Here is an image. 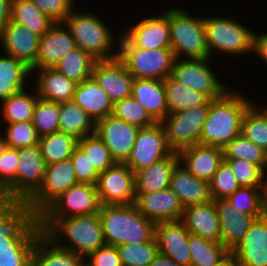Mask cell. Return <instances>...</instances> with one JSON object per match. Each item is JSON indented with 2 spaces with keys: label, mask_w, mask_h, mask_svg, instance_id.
I'll return each instance as SVG.
<instances>
[{
  "label": "cell",
  "mask_w": 267,
  "mask_h": 266,
  "mask_svg": "<svg viewBox=\"0 0 267 266\" xmlns=\"http://www.w3.org/2000/svg\"><path fill=\"white\" fill-rule=\"evenodd\" d=\"M42 231L57 245L80 255L84 260L106 245L99 213L63 218H39ZM61 233L70 241L62 243Z\"/></svg>",
  "instance_id": "1"
},
{
  "label": "cell",
  "mask_w": 267,
  "mask_h": 266,
  "mask_svg": "<svg viewBox=\"0 0 267 266\" xmlns=\"http://www.w3.org/2000/svg\"><path fill=\"white\" fill-rule=\"evenodd\" d=\"M252 104L240 93L228 90L210 100V108L202 127L201 144L223 149L241 134V123L246 109Z\"/></svg>",
  "instance_id": "2"
},
{
  "label": "cell",
  "mask_w": 267,
  "mask_h": 266,
  "mask_svg": "<svg viewBox=\"0 0 267 266\" xmlns=\"http://www.w3.org/2000/svg\"><path fill=\"white\" fill-rule=\"evenodd\" d=\"M99 217L106 245L146 243L155 236V223L140 213L135 203L102 205Z\"/></svg>",
  "instance_id": "3"
},
{
  "label": "cell",
  "mask_w": 267,
  "mask_h": 266,
  "mask_svg": "<svg viewBox=\"0 0 267 266\" xmlns=\"http://www.w3.org/2000/svg\"><path fill=\"white\" fill-rule=\"evenodd\" d=\"M42 232L38 216L25 209L0 230V266H32L33 248Z\"/></svg>",
  "instance_id": "4"
},
{
  "label": "cell",
  "mask_w": 267,
  "mask_h": 266,
  "mask_svg": "<svg viewBox=\"0 0 267 266\" xmlns=\"http://www.w3.org/2000/svg\"><path fill=\"white\" fill-rule=\"evenodd\" d=\"M169 27L171 49L176 59L188 56V59L210 58L206 43L204 17H191L183 9H169Z\"/></svg>",
  "instance_id": "5"
},
{
  "label": "cell",
  "mask_w": 267,
  "mask_h": 266,
  "mask_svg": "<svg viewBox=\"0 0 267 266\" xmlns=\"http://www.w3.org/2000/svg\"><path fill=\"white\" fill-rule=\"evenodd\" d=\"M63 23L70 29L76 47L86 51L97 61L118 58L119 51L109 53L114 43L113 37L98 16L89 12L83 14L72 11Z\"/></svg>",
  "instance_id": "6"
},
{
  "label": "cell",
  "mask_w": 267,
  "mask_h": 266,
  "mask_svg": "<svg viewBox=\"0 0 267 266\" xmlns=\"http://www.w3.org/2000/svg\"><path fill=\"white\" fill-rule=\"evenodd\" d=\"M204 25L210 56L215 49L230 55L253 52L254 32L233 19L204 18Z\"/></svg>",
  "instance_id": "7"
},
{
  "label": "cell",
  "mask_w": 267,
  "mask_h": 266,
  "mask_svg": "<svg viewBox=\"0 0 267 266\" xmlns=\"http://www.w3.org/2000/svg\"><path fill=\"white\" fill-rule=\"evenodd\" d=\"M210 101L206 105L168 114L160 123L166 141L173 152L201 144L202 127L207 118Z\"/></svg>",
  "instance_id": "8"
},
{
  "label": "cell",
  "mask_w": 267,
  "mask_h": 266,
  "mask_svg": "<svg viewBox=\"0 0 267 266\" xmlns=\"http://www.w3.org/2000/svg\"><path fill=\"white\" fill-rule=\"evenodd\" d=\"M118 58L134 78L164 80L172 75L175 55L171 48L119 47Z\"/></svg>",
  "instance_id": "9"
},
{
  "label": "cell",
  "mask_w": 267,
  "mask_h": 266,
  "mask_svg": "<svg viewBox=\"0 0 267 266\" xmlns=\"http://www.w3.org/2000/svg\"><path fill=\"white\" fill-rule=\"evenodd\" d=\"M78 184L71 158L46 166L39 189L25 202V209L39 216L54 200L71 186Z\"/></svg>",
  "instance_id": "10"
},
{
  "label": "cell",
  "mask_w": 267,
  "mask_h": 266,
  "mask_svg": "<svg viewBox=\"0 0 267 266\" xmlns=\"http://www.w3.org/2000/svg\"><path fill=\"white\" fill-rule=\"evenodd\" d=\"M101 202L95 185L78 183L54 200L38 218H63L100 212Z\"/></svg>",
  "instance_id": "11"
},
{
  "label": "cell",
  "mask_w": 267,
  "mask_h": 266,
  "mask_svg": "<svg viewBox=\"0 0 267 266\" xmlns=\"http://www.w3.org/2000/svg\"><path fill=\"white\" fill-rule=\"evenodd\" d=\"M95 186L101 205L135 203V173L126 164L116 163L100 173Z\"/></svg>",
  "instance_id": "12"
},
{
  "label": "cell",
  "mask_w": 267,
  "mask_h": 266,
  "mask_svg": "<svg viewBox=\"0 0 267 266\" xmlns=\"http://www.w3.org/2000/svg\"><path fill=\"white\" fill-rule=\"evenodd\" d=\"M209 59H175L172 76L190 89L214 100L229 89L220 83L214 71L208 67Z\"/></svg>",
  "instance_id": "13"
},
{
  "label": "cell",
  "mask_w": 267,
  "mask_h": 266,
  "mask_svg": "<svg viewBox=\"0 0 267 266\" xmlns=\"http://www.w3.org/2000/svg\"><path fill=\"white\" fill-rule=\"evenodd\" d=\"M173 151L169 148L161 123L140 128L126 165L134 172L151 166Z\"/></svg>",
  "instance_id": "14"
},
{
  "label": "cell",
  "mask_w": 267,
  "mask_h": 266,
  "mask_svg": "<svg viewBox=\"0 0 267 266\" xmlns=\"http://www.w3.org/2000/svg\"><path fill=\"white\" fill-rule=\"evenodd\" d=\"M118 42L119 47L143 49L171 48L169 10L163 15L144 18L124 31Z\"/></svg>",
  "instance_id": "15"
},
{
  "label": "cell",
  "mask_w": 267,
  "mask_h": 266,
  "mask_svg": "<svg viewBox=\"0 0 267 266\" xmlns=\"http://www.w3.org/2000/svg\"><path fill=\"white\" fill-rule=\"evenodd\" d=\"M139 129L114 115H108L96 122L95 133L110 150L113 160L125 164L130 157Z\"/></svg>",
  "instance_id": "16"
},
{
  "label": "cell",
  "mask_w": 267,
  "mask_h": 266,
  "mask_svg": "<svg viewBox=\"0 0 267 266\" xmlns=\"http://www.w3.org/2000/svg\"><path fill=\"white\" fill-rule=\"evenodd\" d=\"M19 165L14 178V196L24 203L39 189L46 172V163L39 144L18 149Z\"/></svg>",
  "instance_id": "17"
},
{
  "label": "cell",
  "mask_w": 267,
  "mask_h": 266,
  "mask_svg": "<svg viewBox=\"0 0 267 266\" xmlns=\"http://www.w3.org/2000/svg\"><path fill=\"white\" fill-rule=\"evenodd\" d=\"M92 76L108 94L113 104L131 96L134 77L119 58L96 61Z\"/></svg>",
  "instance_id": "18"
},
{
  "label": "cell",
  "mask_w": 267,
  "mask_h": 266,
  "mask_svg": "<svg viewBox=\"0 0 267 266\" xmlns=\"http://www.w3.org/2000/svg\"><path fill=\"white\" fill-rule=\"evenodd\" d=\"M189 236L190 233L182 220L155 223V238L159 253L180 266H191Z\"/></svg>",
  "instance_id": "19"
},
{
  "label": "cell",
  "mask_w": 267,
  "mask_h": 266,
  "mask_svg": "<svg viewBox=\"0 0 267 266\" xmlns=\"http://www.w3.org/2000/svg\"><path fill=\"white\" fill-rule=\"evenodd\" d=\"M65 28H63V27ZM76 47L70 29L63 22H56L40 37L38 55L31 73L44 68H55L62 57Z\"/></svg>",
  "instance_id": "20"
},
{
  "label": "cell",
  "mask_w": 267,
  "mask_h": 266,
  "mask_svg": "<svg viewBox=\"0 0 267 266\" xmlns=\"http://www.w3.org/2000/svg\"><path fill=\"white\" fill-rule=\"evenodd\" d=\"M135 205L140 213L154 223L181 220L184 214V207L170 188L136 194Z\"/></svg>",
  "instance_id": "21"
},
{
  "label": "cell",
  "mask_w": 267,
  "mask_h": 266,
  "mask_svg": "<svg viewBox=\"0 0 267 266\" xmlns=\"http://www.w3.org/2000/svg\"><path fill=\"white\" fill-rule=\"evenodd\" d=\"M39 41L40 36L11 20L0 34V43L5 53L30 69L34 66L38 55Z\"/></svg>",
  "instance_id": "22"
},
{
  "label": "cell",
  "mask_w": 267,
  "mask_h": 266,
  "mask_svg": "<svg viewBox=\"0 0 267 266\" xmlns=\"http://www.w3.org/2000/svg\"><path fill=\"white\" fill-rule=\"evenodd\" d=\"M242 266H267V219L256 218L242 240L231 249Z\"/></svg>",
  "instance_id": "23"
},
{
  "label": "cell",
  "mask_w": 267,
  "mask_h": 266,
  "mask_svg": "<svg viewBox=\"0 0 267 266\" xmlns=\"http://www.w3.org/2000/svg\"><path fill=\"white\" fill-rule=\"evenodd\" d=\"M178 154L180 162L192 175L207 182L224 161L223 149L202 144L182 149Z\"/></svg>",
  "instance_id": "24"
},
{
  "label": "cell",
  "mask_w": 267,
  "mask_h": 266,
  "mask_svg": "<svg viewBox=\"0 0 267 266\" xmlns=\"http://www.w3.org/2000/svg\"><path fill=\"white\" fill-rule=\"evenodd\" d=\"M181 220L190 234L220 242L221 230L215 200L185 207Z\"/></svg>",
  "instance_id": "25"
},
{
  "label": "cell",
  "mask_w": 267,
  "mask_h": 266,
  "mask_svg": "<svg viewBox=\"0 0 267 266\" xmlns=\"http://www.w3.org/2000/svg\"><path fill=\"white\" fill-rule=\"evenodd\" d=\"M169 188L178 196L184 208L212 200L209 182L196 178L180 162L172 171Z\"/></svg>",
  "instance_id": "26"
},
{
  "label": "cell",
  "mask_w": 267,
  "mask_h": 266,
  "mask_svg": "<svg viewBox=\"0 0 267 266\" xmlns=\"http://www.w3.org/2000/svg\"><path fill=\"white\" fill-rule=\"evenodd\" d=\"M131 95L155 123H160L169 114L163 80L134 78Z\"/></svg>",
  "instance_id": "27"
},
{
  "label": "cell",
  "mask_w": 267,
  "mask_h": 266,
  "mask_svg": "<svg viewBox=\"0 0 267 266\" xmlns=\"http://www.w3.org/2000/svg\"><path fill=\"white\" fill-rule=\"evenodd\" d=\"M215 205L220 222V242L231 250L242 240L256 217L235 211L226 200H215Z\"/></svg>",
  "instance_id": "28"
},
{
  "label": "cell",
  "mask_w": 267,
  "mask_h": 266,
  "mask_svg": "<svg viewBox=\"0 0 267 266\" xmlns=\"http://www.w3.org/2000/svg\"><path fill=\"white\" fill-rule=\"evenodd\" d=\"M180 162L179 154L172 152L164 159L135 173V193L145 194L169 188L172 171Z\"/></svg>",
  "instance_id": "29"
},
{
  "label": "cell",
  "mask_w": 267,
  "mask_h": 266,
  "mask_svg": "<svg viewBox=\"0 0 267 266\" xmlns=\"http://www.w3.org/2000/svg\"><path fill=\"white\" fill-rule=\"evenodd\" d=\"M73 101L87 112L95 122L113 114V102L93 76L77 84Z\"/></svg>",
  "instance_id": "30"
},
{
  "label": "cell",
  "mask_w": 267,
  "mask_h": 266,
  "mask_svg": "<svg viewBox=\"0 0 267 266\" xmlns=\"http://www.w3.org/2000/svg\"><path fill=\"white\" fill-rule=\"evenodd\" d=\"M84 262L80 255L60 247L44 232L36 239L32 266H83Z\"/></svg>",
  "instance_id": "31"
},
{
  "label": "cell",
  "mask_w": 267,
  "mask_h": 266,
  "mask_svg": "<svg viewBox=\"0 0 267 266\" xmlns=\"http://www.w3.org/2000/svg\"><path fill=\"white\" fill-rule=\"evenodd\" d=\"M37 96L51 102L72 101L77 83L60 73L56 68L37 70Z\"/></svg>",
  "instance_id": "32"
},
{
  "label": "cell",
  "mask_w": 267,
  "mask_h": 266,
  "mask_svg": "<svg viewBox=\"0 0 267 266\" xmlns=\"http://www.w3.org/2000/svg\"><path fill=\"white\" fill-rule=\"evenodd\" d=\"M59 110V131L78 140L95 133V120L73 100L60 102Z\"/></svg>",
  "instance_id": "33"
},
{
  "label": "cell",
  "mask_w": 267,
  "mask_h": 266,
  "mask_svg": "<svg viewBox=\"0 0 267 266\" xmlns=\"http://www.w3.org/2000/svg\"><path fill=\"white\" fill-rule=\"evenodd\" d=\"M10 20L40 37L56 23L31 0H12Z\"/></svg>",
  "instance_id": "34"
},
{
  "label": "cell",
  "mask_w": 267,
  "mask_h": 266,
  "mask_svg": "<svg viewBox=\"0 0 267 266\" xmlns=\"http://www.w3.org/2000/svg\"><path fill=\"white\" fill-rule=\"evenodd\" d=\"M163 81L169 114L206 105L211 100L206 94L194 91L180 83L172 75Z\"/></svg>",
  "instance_id": "35"
},
{
  "label": "cell",
  "mask_w": 267,
  "mask_h": 266,
  "mask_svg": "<svg viewBox=\"0 0 267 266\" xmlns=\"http://www.w3.org/2000/svg\"><path fill=\"white\" fill-rule=\"evenodd\" d=\"M31 74L30 68L14 57H0V101L26 90L25 79Z\"/></svg>",
  "instance_id": "36"
},
{
  "label": "cell",
  "mask_w": 267,
  "mask_h": 266,
  "mask_svg": "<svg viewBox=\"0 0 267 266\" xmlns=\"http://www.w3.org/2000/svg\"><path fill=\"white\" fill-rule=\"evenodd\" d=\"M78 139L65 132L57 131L40 136L39 146L46 165L71 158Z\"/></svg>",
  "instance_id": "37"
},
{
  "label": "cell",
  "mask_w": 267,
  "mask_h": 266,
  "mask_svg": "<svg viewBox=\"0 0 267 266\" xmlns=\"http://www.w3.org/2000/svg\"><path fill=\"white\" fill-rule=\"evenodd\" d=\"M96 61L86 51L75 47L62 57L55 68L70 80L80 84L92 76V69Z\"/></svg>",
  "instance_id": "38"
},
{
  "label": "cell",
  "mask_w": 267,
  "mask_h": 266,
  "mask_svg": "<svg viewBox=\"0 0 267 266\" xmlns=\"http://www.w3.org/2000/svg\"><path fill=\"white\" fill-rule=\"evenodd\" d=\"M188 249L191 266H217L229 251L221 242L211 241L190 234Z\"/></svg>",
  "instance_id": "39"
},
{
  "label": "cell",
  "mask_w": 267,
  "mask_h": 266,
  "mask_svg": "<svg viewBox=\"0 0 267 266\" xmlns=\"http://www.w3.org/2000/svg\"><path fill=\"white\" fill-rule=\"evenodd\" d=\"M263 108L261 110L252 103L246 109L242 118L241 134L265 151L267 149V106Z\"/></svg>",
  "instance_id": "40"
},
{
  "label": "cell",
  "mask_w": 267,
  "mask_h": 266,
  "mask_svg": "<svg viewBox=\"0 0 267 266\" xmlns=\"http://www.w3.org/2000/svg\"><path fill=\"white\" fill-rule=\"evenodd\" d=\"M38 98L37 92L36 95H32L28 94V91L22 90L3 100L1 107L3 108L2 113L5 122L7 121V124H10L32 121Z\"/></svg>",
  "instance_id": "41"
},
{
  "label": "cell",
  "mask_w": 267,
  "mask_h": 266,
  "mask_svg": "<svg viewBox=\"0 0 267 266\" xmlns=\"http://www.w3.org/2000/svg\"><path fill=\"white\" fill-rule=\"evenodd\" d=\"M226 201L235 211L260 218L265 209V187H239Z\"/></svg>",
  "instance_id": "42"
},
{
  "label": "cell",
  "mask_w": 267,
  "mask_h": 266,
  "mask_svg": "<svg viewBox=\"0 0 267 266\" xmlns=\"http://www.w3.org/2000/svg\"><path fill=\"white\" fill-rule=\"evenodd\" d=\"M116 248L122 266H149L159 253L155 236L146 243H124Z\"/></svg>",
  "instance_id": "43"
},
{
  "label": "cell",
  "mask_w": 267,
  "mask_h": 266,
  "mask_svg": "<svg viewBox=\"0 0 267 266\" xmlns=\"http://www.w3.org/2000/svg\"><path fill=\"white\" fill-rule=\"evenodd\" d=\"M77 145L85 152L99 173L106 171L116 164L110 150L96 133L79 139Z\"/></svg>",
  "instance_id": "44"
},
{
  "label": "cell",
  "mask_w": 267,
  "mask_h": 266,
  "mask_svg": "<svg viewBox=\"0 0 267 266\" xmlns=\"http://www.w3.org/2000/svg\"><path fill=\"white\" fill-rule=\"evenodd\" d=\"M138 128H144L153 125L155 122L146 112V109L131 95L113 104V114Z\"/></svg>",
  "instance_id": "45"
},
{
  "label": "cell",
  "mask_w": 267,
  "mask_h": 266,
  "mask_svg": "<svg viewBox=\"0 0 267 266\" xmlns=\"http://www.w3.org/2000/svg\"><path fill=\"white\" fill-rule=\"evenodd\" d=\"M59 103L38 98L32 123L39 136L59 131Z\"/></svg>",
  "instance_id": "46"
},
{
  "label": "cell",
  "mask_w": 267,
  "mask_h": 266,
  "mask_svg": "<svg viewBox=\"0 0 267 266\" xmlns=\"http://www.w3.org/2000/svg\"><path fill=\"white\" fill-rule=\"evenodd\" d=\"M265 151L242 134L232 139L224 148V159H245L258 165L261 169L264 164Z\"/></svg>",
  "instance_id": "47"
},
{
  "label": "cell",
  "mask_w": 267,
  "mask_h": 266,
  "mask_svg": "<svg viewBox=\"0 0 267 266\" xmlns=\"http://www.w3.org/2000/svg\"><path fill=\"white\" fill-rule=\"evenodd\" d=\"M210 194L212 200H226L239 187L231 167L226 161H223L209 182Z\"/></svg>",
  "instance_id": "48"
},
{
  "label": "cell",
  "mask_w": 267,
  "mask_h": 266,
  "mask_svg": "<svg viewBox=\"0 0 267 266\" xmlns=\"http://www.w3.org/2000/svg\"><path fill=\"white\" fill-rule=\"evenodd\" d=\"M6 126L5 140L10 148H23L37 145L40 136L32 121L10 123Z\"/></svg>",
  "instance_id": "49"
},
{
  "label": "cell",
  "mask_w": 267,
  "mask_h": 266,
  "mask_svg": "<svg viewBox=\"0 0 267 266\" xmlns=\"http://www.w3.org/2000/svg\"><path fill=\"white\" fill-rule=\"evenodd\" d=\"M231 167L240 187H265L262 169L245 159H224Z\"/></svg>",
  "instance_id": "50"
},
{
  "label": "cell",
  "mask_w": 267,
  "mask_h": 266,
  "mask_svg": "<svg viewBox=\"0 0 267 266\" xmlns=\"http://www.w3.org/2000/svg\"><path fill=\"white\" fill-rule=\"evenodd\" d=\"M18 149L7 147L0 157V192L14 195V178L19 165Z\"/></svg>",
  "instance_id": "51"
},
{
  "label": "cell",
  "mask_w": 267,
  "mask_h": 266,
  "mask_svg": "<svg viewBox=\"0 0 267 266\" xmlns=\"http://www.w3.org/2000/svg\"><path fill=\"white\" fill-rule=\"evenodd\" d=\"M78 183L96 185L99 172L95 169L85 152L77 145L71 156Z\"/></svg>",
  "instance_id": "52"
},
{
  "label": "cell",
  "mask_w": 267,
  "mask_h": 266,
  "mask_svg": "<svg viewBox=\"0 0 267 266\" xmlns=\"http://www.w3.org/2000/svg\"><path fill=\"white\" fill-rule=\"evenodd\" d=\"M24 210L25 203L20 198L0 192V230L8 227Z\"/></svg>",
  "instance_id": "53"
},
{
  "label": "cell",
  "mask_w": 267,
  "mask_h": 266,
  "mask_svg": "<svg viewBox=\"0 0 267 266\" xmlns=\"http://www.w3.org/2000/svg\"><path fill=\"white\" fill-rule=\"evenodd\" d=\"M55 22H63L73 11L74 0H31Z\"/></svg>",
  "instance_id": "54"
},
{
  "label": "cell",
  "mask_w": 267,
  "mask_h": 266,
  "mask_svg": "<svg viewBox=\"0 0 267 266\" xmlns=\"http://www.w3.org/2000/svg\"><path fill=\"white\" fill-rule=\"evenodd\" d=\"M88 259L89 261H87ZM88 259L84 262L86 266H122L115 246L105 245L92 252Z\"/></svg>",
  "instance_id": "55"
},
{
  "label": "cell",
  "mask_w": 267,
  "mask_h": 266,
  "mask_svg": "<svg viewBox=\"0 0 267 266\" xmlns=\"http://www.w3.org/2000/svg\"><path fill=\"white\" fill-rule=\"evenodd\" d=\"M253 52L267 64V33L262 35L254 33Z\"/></svg>",
  "instance_id": "56"
},
{
  "label": "cell",
  "mask_w": 267,
  "mask_h": 266,
  "mask_svg": "<svg viewBox=\"0 0 267 266\" xmlns=\"http://www.w3.org/2000/svg\"><path fill=\"white\" fill-rule=\"evenodd\" d=\"M12 0H0V34L10 21Z\"/></svg>",
  "instance_id": "57"
},
{
  "label": "cell",
  "mask_w": 267,
  "mask_h": 266,
  "mask_svg": "<svg viewBox=\"0 0 267 266\" xmlns=\"http://www.w3.org/2000/svg\"><path fill=\"white\" fill-rule=\"evenodd\" d=\"M217 266H242L240 259L229 250Z\"/></svg>",
  "instance_id": "58"
},
{
  "label": "cell",
  "mask_w": 267,
  "mask_h": 266,
  "mask_svg": "<svg viewBox=\"0 0 267 266\" xmlns=\"http://www.w3.org/2000/svg\"><path fill=\"white\" fill-rule=\"evenodd\" d=\"M149 266H180L172 259L158 253L154 260L149 264Z\"/></svg>",
  "instance_id": "59"
},
{
  "label": "cell",
  "mask_w": 267,
  "mask_h": 266,
  "mask_svg": "<svg viewBox=\"0 0 267 266\" xmlns=\"http://www.w3.org/2000/svg\"><path fill=\"white\" fill-rule=\"evenodd\" d=\"M7 147H8V145H7V142L5 140V137L0 135V157L2 156L4 151L7 149Z\"/></svg>",
  "instance_id": "60"
},
{
  "label": "cell",
  "mask_w": 267,
  "mask_h": 266,
  "mask_svg": "<svg viewBox=\"0 0 267 266\" xmlns=\"http://www.w3.org/2000/svg\"><path fill=\"white\" fill-rule=\"evenodd\" d=\"M266 167H267V149L265 150V153H264V164H263V167H262L263 176H264L265 180L267 181Z\"/></svg>",
  "instance_id": "61"
},
{
  "label": "cell",
  "mask_w": 267,
  "mask_h": 266,
  "mask_svg": "<svg viewBox=\"0 0 267 266\" xmlns=\"http://www.w3.org/2000/svg\"><path fill=\"white\" fill-rule=\"evenodd\" d=\"M265 208L267 209V181L265 186Z\"/></svg>",
  "instance_id": "62"
},
{
  "label": "cell",
  "mask_w": 267,
  "mask_h": 266,
  "mask_svg": "<svg viewBox=\"0 0 267 266\" xmlns=\"http://www.w3.org/2000/svg\"><path fill=\"white\" fill-rule=\"evenodd\" d=\"M263 216L267 219V209H266V208L264 209V214H263Z\"/></svg>",
  "instance_id": "63"
}]
</instances>
